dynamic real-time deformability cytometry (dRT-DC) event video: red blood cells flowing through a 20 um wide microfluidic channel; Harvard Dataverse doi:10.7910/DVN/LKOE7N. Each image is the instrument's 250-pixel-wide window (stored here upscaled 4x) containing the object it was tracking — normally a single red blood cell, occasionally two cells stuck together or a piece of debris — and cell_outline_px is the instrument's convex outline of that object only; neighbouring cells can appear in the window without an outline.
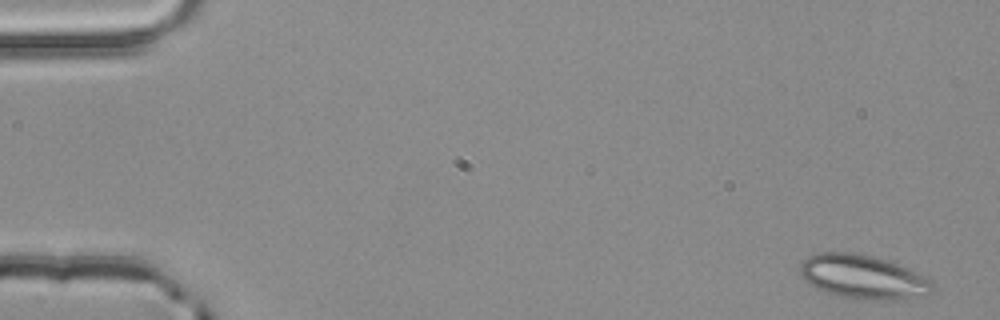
{"species": "common noctule bat (a hibernating species)", "species_latin": "Nyctalus noctula", "temperature_condition": "room temperature", "stored_images_in_passage": 4, "camera_frame_rate_fps": 3000, "um_per_image_px": 0.085, "animal": {"sex": "male", "body_mass_g": 20.4}, "frame": {"image": 1, "passage_image": 1, "time_ms": 0.0, "image_size_px": [1000, 320], "cell_outline_px": [[932, 292], [928, 296], [904, 300], [868, 300], [836, 296], [816, 288], [804, 280], [800, 276], [800, 264], [808, 256], [820, 252], [856, 252], [872, 256], [908, 268], [928, 276], [932, 280]], "centroid_in_image_um": [73.39, 23.56], "position_along_channel_um": 11.6, "area_um2": 34.51}}